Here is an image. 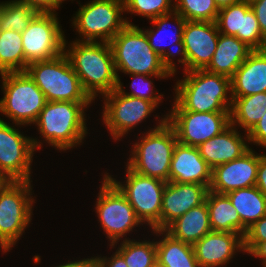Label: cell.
I'll return each mask as SVG.
<instances>
[{"mask_svg":"<svg viewBox=\"0 0 266 267\" xmlns=\"http://www.w3.org/2000/svg\"><path fill=\"white\" fill-rule=\"evenodd\" d=\"M66 42L64 53L93 101L98 94L104 96L117 88L118 78L109 43L75 40L68 48Z\"/></svg>","mask_w":266,"mask_h":267,"instance_id":"cell-1","label":"cell"},{"mask_svg":"<svg viewBox=\"0 0 266 267\" xmlns=\"http://www.w3.org/2000/svg\"><path fill=\"white\" fill-rule=\"evenodd\" d=\"M175 85L174 100L186 111L229 112L231 79L205 69L185 71ZM229 93V96H228Z\"/></svg>","mask_w":266,"mask_h":267,"instance_id":"cell-2","label":"cell"},{"mask_svg":"<svg viewBox=\"0 0 266 267\" xmlns=\"http://www.w3.org/2000/svg\"><path fill=\"white\" fill-rule=\"evenodd\" d=\"M114 67L124 74L174 75L172 67L149 45L143 29L127 24L110 42Z\"/></svg>","mask_w":266,"mask_h":267,"instance_id":"cell-3","label":"cell"},{"mask_svg":"<svg viewBox=\"0 0 266 267\" xmlns=\"http://www.w3.org/2000/svg\"><path fill=\"white\" fill-rule=\"evenodd\" d=\"M91 103L47 101L34 124L49 145L69 150L82 143L88 133L84 109Z\"/></svg>","mask_w":266,"mask_h":267,"instance_id":"cell-4","label":"cell"},{"mask_svg":"<svg viewBox=\"0 0 266 267\" xmlns=\"http://www.w3.org/2000/svg\"><path fill=\"white\" fill-rule=\"evenodd\" d=\"M163 117L159 125L133 145L126 166L140 175L169 182L171 159L178 141L173 127Z\"/></svg>","mask_w":266,"mask_h":267,"instance_id":"cell-5","label":"cell"},{"mask_svg":"<svg viewBox=\"0 0 266 267\" xmlns=\"http://www.w3.org/2000/svg\"><path fill=\"white\" fill-rule=\"evenodd\" d=\"M47 101L92 102L67 55L29 64L25 70Z\"/></svg>","mask_w":266,"mask_h":267,"instance_id":"cell-6","label":"cell"},{"mask_svg":"<svg viewBox=\"0 0 266 267\" xmlns=\"http://www.w3.org/2000/svg\"><path fill=\"white\" fill-rule=\"evenodd\" d=\"M0 75L4 92L3 98L0 99V112L17 126L34 124L47 103L43 92L26 72Z\"/></svg>","mask_w":266,"mask_h":267,"instance_id":"cell-7","label":"cell"},{"mask_svg":"<svg viewBox=\"0 0 266 267\" xmlns=\"http://www.w3.org/2000/svg\"><path fill=\"white\" fill-rule=\"evenodd\" d=\"M31 181H10L0 192V247L10 251L32 218Z\"/></svg>","mask_w":266,"mask_h":267,"instance_id":"cell-8","label":"cell"},{"mask_svg":"<svg viewBox=\"0 0 266 267\" xmlns=\"http://www.w3.org/2000/svg\"><path fill=\"white\" fill-rule=\"evenodd\" d=\"M80 7L72 20L80 34L79 41L100 39V42L109 43L127 24L132 25L121 16L125 12L124 0H93Z\"/></svg>","mask_w":266,"mask_h":267,"instance_id":"cell-9","label":"cell"},{"mask_svg":"<svg viewBox=\"0 0 266 267\" xmlns=\"http://www.w3.org/2000/svg\"><path fill=\"white\" fill-rule=\"evenodd\" d=\"M126 168L125 184L118 182L109 173L104 175L126 197L142 223H147L152 230H161L162 199L167 182L140 175L128 166Z\"/></svg>","mask_w":266,"mask_h":267,"instance_id":"cell-10","label":"cell"},{"mask_svg":"<svg viewBox=\"0 0 266 267\" xmlns=\"http://www.w3.org/2000/svg\"><path fill=\"white\" fill-rule=\"evenodd\" d=\"M98 194L95 212L102 230L111 241V248H114L124 235L126 236L142 222L137 218L126 197L105 175Z\"/></svg>","mask_w":266,"mask_h":267,"instance_id":"cell-11","label":"cell"},{"mask_svg":"<svg viewBox=\"0 0 266 267\" xmlns=\"http://www.w3.org/2000/svg\"><path fill=\"white\" fill-rule=\"evenodd\" d=\"M166 114V121L173 127L180 144L198 147L219 135L230 124V112H193L184 110L176 101Z\"/></svg>","mask_w":266,"mask_h":267,"instance_id":"cell-12","label":"cell"},{"mask_svg":"<svg viewBox=\"0 0 266 267\" xmlns=\"http://www.w3.org/2000/svg\"><path fill=\"white\" fill-rule=\"evenodd\" d=\"M21 36L25 70L33 62L50 60L64 53L65 35L56 13H38Z\"/></svg>","mask_w":266,"mask_h":267,"instance_id":"cell-13","label":"cell"},{"mask_svg":"<svg viewBox=\"0 0 266 267\" xmlns=\"http://www.w3.org/2000/svg\"><path fill=\"white\" fill-rule=\"evenodd\" d=\"M42 143L0 118V172L10 181H30L33 152Z\"/></svg>","mask_w":266,"mask_h":267,"instance_id":"cell-14","label":"cell"},{"mask_svg":"<svg viewBox=\"0 0 266 267\" xmlns=\"http://www.w3.org/2000/svg\"><path fill=\"white\" fill-rule=\"evenodd\" d=\"M103 122L114 140H119L148 118L157 107L152 101L131 97L117 89L103 96Z\"/></svg>","mask_w":266,"mask_h":267,"instance_id":"cell-15","label":"cell"},{"mask_svg":"<svg viewBox=\"0 0 266 267\" xmlns=\"http://www.w3.org/2000/svg\"><path fill=\"white\" fill-rule=\"evenodd\" d=\"M219 31L215 22L186 21L178 62L184 71L205 69L216 50Z\"/></svg>","mask_w":266,"mask_h":267,"instance_id":"cell-16","label":"cell"},{"mask_svg":"<svg viewBox=\"0 0 266 267\" xmlns=\"http://www.w3.org/2000/svg\"><path fill=\"white\" fill-rule=\"evenodd\" d=\"M215 23L219 33L237 37L252 50L266 49V39L249 0L219 9Z\"/></svg>","mask_w":266,"mask_h":267,"instance_id":"cell-17","label":"cell"},{"mask_svg":"<svg viewBox=\"0 0 266 267\" xmlns=\"http://www.w3.org/2000/svg\"><path fill=\"white\" fill-rule=\"evenodd\" d=\"M259 154L250 148L240 158L215 166L209 190L227 194L231 191L255 186Z\"/></svg>","mask_w":266,"mask_h":267,"instance_id":"cell-18","label":"cell"},{"mask_svg":"<svg viewBox=\"0 0 266 267\" xmlns=\"http://www.w3.org/2000/svg\"><path fill=\"white\" fill-rule=\"evenodd\" d=\"M208 190L205 185L196 183L167 182L162 199L161 230H165L193 207L201 205Z\"/></svg>","mask_w":266,"mask_h":267,"instance_id":"cell-19","label":"cell"},{"mask_svg":"<svg viewBox=\"0 0 266 267\" xmlns=\"http://www.w3.org/2000/svg\"><path fill=\"white\" fill-rule=\"evenodd\" d=\"M192 246L200 267H221L228 264L235 253L244 251L243 237L228 232L211 231Z\"/></svg>","mask_w":266,"mask_h":267,"instance_id":"cell-20","label":"cell"},{"mask_svg":"<svg viewBox=\"0 0 266 267\" xmlns=\"http://www.w3.org/2000/svg\"><path fill=\"white\" fill-rule=\"evenodd\" d=\"M212 179V168L201 157L198 148L177 142L171 159L169 181L196 183L208 189Z\"/></svg>","mask_w":266,"mask_h":267,"instance_id":"cell-21","label":"cell"},{"mask_svg":"<svg viewBox=\"0 0 266 267\" xmlns=\"http://www.w3.org/2000/svg\"><path fill=\"white\" fill-rule=\"evenodd\" d=\"M244 135L245 138L230 125L222 133L203 142L197 148L201 157L213 169L215 166L240 158L251 148L246 144L248 134Z\"/></svg>","mask_w":266,"mask_h":267,"instance_id":"cell-22","label":"cell"},{"mask_svg":"<svg viewBox=\"0 0 266 267\" xmlns=\"http://www.w3.org/2000/svg\"><path fill=\"white\" fill-rule=\"evenodd\" d=\"M266 92V49L253 50L231 78V97Z\"/></svg>","mask_w":266,"mask_h":267,"instance_id":"cell-23","label":"cell"},{"mask_svg":"<svg viewBox=\"0 0 266 267\" xmlns=\"http://www.w3.org/2000/svg\"><path fill=\"white\" fill-rule=\"evenodd\" d=\"M171 18H172V20H174V22H175L174 24L177 25L176 26L177 29L175 28L174 33L172 32L173 36L171 34V31L169 32V30L167 29V27H168L167 23L169 21H171L170 20ZM150 21L154 25L153 29L143 30L147 36V39L149 41V45L153 48V50L159 56H161L172 67L173 74H175L177 71L176 66H175L176 63H174L172 61L173 58H171V57H174L176 54L179 55L181 53L182 41H183V28H184L186 20L179 13L174 11L172 13L153 18ZM154 29H156V30H154ZM162 33L165 36L164 35L162 36ZM169 35H171L172 37ZM166 36H169L170 38H172L168 41L169 43H167V44H169L170 47L172 45L175 46V50L172 49L171 52H170V50L165 49L167 44L161 43L163 41L164 37H166ZM162 45L164 46V48ZM176 47L178 50L176 49Z\"/></svg>","mask_w":266,"mask_h":267,"instance_id":"cell-24","label":"cell"},{"mask_svg":"<svg viewBox=\"0 0 266 267\" xmlns=\"http://www.w3.org/2000/svg\"><path fill=\"white\" fill-rule=\"evenodd\" d=\"M253 50L235 36L220 33L208 72L232 78Z\"/></svg>","mask_w":266,"mask_h":267,"instance_id":"cell-25","label":"cell"},{"mask_svg":"<svg viewBox=\"0 0 266 267\" xmlns=\"http://www.w3.org/2000/svg\"><path fill=\"white\" fill-rule=\"evenodd\" d=\"M165 231L176 240L193 245L212 231L206 202L193 207L172 222Z\"/></svg>","mask_w":266,"mask_h":267,"instance_id":"cell-26","label":"cell"},{"mask_svg":"<svg viewBox=\"0 0 266 267\" xmlns=\"http://www.w3.org/2000/svg\"><path fill=\"white\" fill-rule=\"evenodd\" d=\"M205 202L209 211L212 231L240 234L244 237L247 228L226 194L208 190Z\"/></svg>","mask_w":266,"mask_h":267,"instance_id":"cell-27","label":"cell"},{"mask_svg":"<svg viewBox=\"0 0 266 267\" xmlns=\"http://www.w3.org/2000/svg\"><path fill=\"white\" fill-rule=\"evenodd\" d=\"M156 236L164 235L156 242L157 262L162 267H200L191 244L176 240L165 230L154 229Z\"/></svg>","mask_w":266,"mask_h":267,"instance_id":"cell-28","label":"cell"},{"mask_svg":"<svg viewBox=\"0 0 266 267\" xmlns=\"http://www.w3.org/2000/svg\"><path fill=\"white\" fill-rule=\"evenodd\" d=\"M226 195L247 229L266 215V196L256 186L237 189Z\"/></svg>","mask_w":266,"mask_h":267,"instance_id":"cell-29","label":"cell"},{"mask_svg":"<svg viewBox=\"0 0 266 267\" xmlns=\"http://www.w3.org/2000/svg\"><path fill=\"white\" fill-rule=\"evenodd\" d=\"M266 111V92L246 97H232L230 124L240 126L248 133Z\"/></svg>","mask_w":266,"mask_h":267,"instance_id":"cell-30","label":"cell"},{"mask_svg":"<svg viewBox=\"0 0 266 267\" xmlns=\"http://www.w3.org/2000/svg\"><path fill=\"white\" fill-rule=\"evenodd\" d=\"M20 32H0V74L25 72V55Z\"/></svg>","mask_w":266,"mask_h":267,"instance_id":"cell-31","label":"cell"},{"mask_svg":"<svg viewBox=\"0 0 266 267\" xmlns=\"http://www.w3.org/2000/svg\"><path fill=\"white\" fill-rule=\"evenodd\" d=\"M38 12L17 0L0 3V32L12 30L22 33Z\"/></svg>","mask_w":266,"mask_h":267,"instance_id":"cell-32","label":"cell"},{"mask_svg":"<svg viewBox=\"0 0 266 267\" xmlns=\"http://www.w3.org/2000/svg\"><path fill=\"white\" fill-rule=\"evenodd\" d=\"M128 267H150L157 261L156 242L135 241L125 238L117 250Z\"/></svg>","mask_w":266,"mask_h":267,"instance_id":"cell-33","label":"cell"},{"mask_svg":"<svg viewBox=\"0 0 266 267\" xmlns=\"http://www.w3.org/2000/svg\"><path fill=\"white\" fill-rule=\"evenodd\" d=\"M174 11L186 21L215 22L219 9L214 0H174Z\"/></svg>","mask_w":266,"mask_h":267,"instance_id":"cell-34","label":"cell"},{"mask_svg":"<svg viewBox=\"0 0 266 267\" xmlns=\"http://www.w3.org/2000/svg\"><path fill=\"white\" fill-rule=\"evenodd\" d=\"M134 80L132 81L130 87H131V92L126 93L125 90L123 89V84L120 81V78L118 79V84H117V90L124 94L128 95L131 97H136V98H141L147 101H152L157 107L161 103L160 101L162 100L163 94H159L158 92L155 93L153 89V81L150 80L151 77H156V78H167L173 76V75H155V76H149V75H142V74H129ZM150 77V78H149ZM136 80V81H135ZM139 82V83H138ZM155 93V94H154Z\"/></svg>","mask_w":266,"mask_h":267,"instance_id":"cell-35","label":"cell"},{"mask_svg":"<svg viewBox=\"0 0 266 267\" xmlns=\"http://www.w3.org/2000/svg\"><path fill=\"white\" fill-rule=\"evenodd\" d=\"M172 0H124V9L142 17L153 18L174 12Z\"/></svg>","mask_w":266,"mask_h":267,"instance_id":"cell-36","label":"cell"},{"mask_svg":"<svg viewBox=\"0 0 266 267\" xmlns=\"http://www.w3.org/2000/svg\"><path fill=\"white\" fill-rule=\"evenodd\" d=\"M263 241H266V215L247 229L243 237L244 253H250Z\"/></svg>","mask_w":266,"mask_h":267,"instance_id":"cell-37","label":"cell"},{"mask_svg":"<svg viewBox=\"0 0 266 267\" xmlns=\"http://www.w3.org/2000/svg\"><path fill=\"white\" fill-rule=\"evenodd\" d=\"M247 134L249 143L253 142L254 144L256 143L255 145L266 148V111Z\"/></svg>","mask_w":266,"mask_h":267,"instance_id":"cell-38","label":"cell"},{"mask_svg":"<svg viewBox=\"0 0 266 267\" xmlns=\"http://www.w3.org/2000/svg\"><path fill=\"white\" fill-rule=\"evenodd\" d=\"M255 12L263 37L266 39V0H249Z\"/></svg>","mask_w":266,"mask_h":267,"instance_id":"cell-39","label":"cell"},{"mask_svg":"<svg viewBox=\"0 0 266 267\" xmlns=\"http://www.w3.org/2000/svg\"><path fill=\"white\" fill-rule=\"evenodd\" d=\"M34 8L38 13H55L59 6L53 0H17Z\"/></svg>","mask_w":266,"mask_h":267,"instance_id":"cell-40","label":"cell"},{"mask_svg":"<svg viewBox=\"0 0 266 267\" xmlns=\"http://www.w3.org/2000/svg\"><path fill=\"white\" fill-rule=\"evenodd\" d=\"M110 258L103 256L95 257L96 266L97 267H128L123 256L116 250L114 254H112Z\"/></svg>","mask_w":266,"mask_h":267,"instance_id":"cell-41","label":"cell"},{"mask_svg":"<svg viewBox=\"0 0 266 267\" xmlns=\"http://www.w3.org/2000/svg\"><path fill=\"white\" fill-rule=\"evenodd\" d=\"M255 186L266 196V154H259V164Z\"/></svg>","mask_w":266,"mask_h":267,"instance_id":"cell-42","label":"cell"},{"mask_svg":"<svg viewBox=\"0 0 266 267\" xmlns=\"http://www.w3.org/2000/svg\"><path fill=\"white\" fill-rule=\"evenodd\" d=\"M55 267H97L95 257L86 258L83 260H77V261H70L68 263H65L63 265L55 266Z\"/></svg>","mask_w":266,"mask_h":267,"instance_id":"cell-43","label":"cell"},{"mask_svg":"<svg viewBox=\"0 0 266 267\" xmlns=\"http://www.w3.org/2000/svg\"><path fill=\"white\" fill-rule=\"evenodd\" d=\"M249 254L262 259L263 266L266 267V241L260 242Z\"/></svg>","mask_w":266,"mask_h":267,"instance_id":"cell-44","label":"cell"},{"mask_svg":"<svg viewBox=\"0 0 266 267\" xmlns=\"http://www.w3.org/2000/svg\"><path fill=\"white\" fill-rule=\"evenodd\" d=\"M243 0H214L215 4L217 5L218 9L239 3Z\"/></svg>","mask_w":266,"mask_h":267,"instance_id":"cell-45","label":"cell"},{"mask_svg":"<svg viewBox=\"0 0 266 267\" xmlns=\"http://www.w3.org/2000/svg\"><path fill=\"white\" fill-rule=\"evenodd\" d=\"M10 182V180L0 172V192L5 188V186Z\"/></svg>","mask_w":266,"mask_h":267,"instance_id":"cell-46","label":"cell"},{"mask_svg":"<svg viewBox=\"0 0 266 267\" xmlns=\"http://www.w3.org/2000/svg\"><path fill=\"white\" fill-rule=\"evenodd\" d=\"M59 7L62 5V2L65 0H53Z\"/></svg>","mask_w":266,"mask_h":267,"instance_id":"cell-47","label":"cell"},{"mask_svg":"<svg viewBox=\"0 0 266 267\" xmlns=\"http://www.w3.org/2000/svg\"><path fill=\"white\" fill-rule=\"evenodd\" d=\"M150 267H162V266L156 261Z\"/></svg>","mask_w":266,"mask_h":267,"instance_id":"cell-48","label":"cell"}]
</instances>
